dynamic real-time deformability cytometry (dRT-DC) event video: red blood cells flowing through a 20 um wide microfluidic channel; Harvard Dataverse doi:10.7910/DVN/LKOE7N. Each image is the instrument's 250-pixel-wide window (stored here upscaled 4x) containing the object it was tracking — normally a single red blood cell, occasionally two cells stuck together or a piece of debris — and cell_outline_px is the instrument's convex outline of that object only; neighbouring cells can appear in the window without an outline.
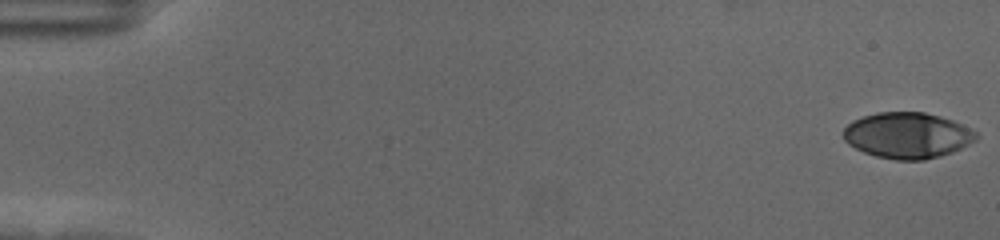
{"species": "human", "species_latin": "Homo sapiens", "temperature_condition": "cold", "stored_images_in_passage": 58, "camera_frame_rate_fps": 3000, "um_per_image_px": 0.085, "donor": {"sex": "female"}, "frame": {"image": 1, "passage_image": 1, "time_ms": 0.0, "image_size_px": [1000, 240], "cell_outline_px": [[980, 136], [976, 140], [952, 152], [940, 156], [924, 160], [896, 160], [876, 156], [864, 152], [848, 144], [844, 140], [844, 128], [852, 120], [876, 112], [924, 112], [940, 116], [952, 120], [976, 132]], "centroid_in_image_um": [77.12, 11.51], "position_along_channel_um": 7.9, "area_um2": 35.43}}
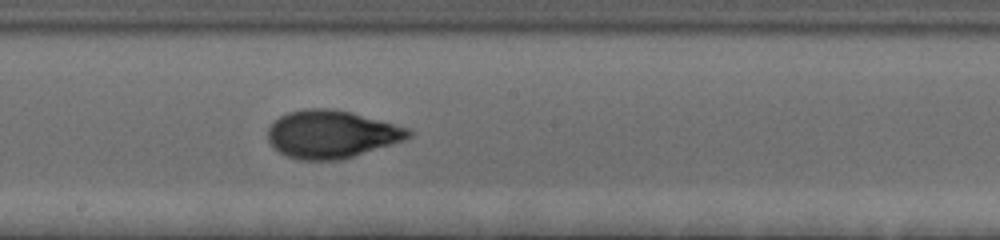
{"frame": {"image": 2, "passage_image": 33, "time_ms": 10.667, "image_size_px": [1000, 240], "cell_outline_px": [[412, 136], [404, 140], [340, 160], [300, 160], [288, 156], [280, 152], [268, 140], [268, 128], [280, 116], [288, 112], [304, 108], [332, 108], [352, 112], [408, 128], [412, 132]], "centroid_in_image_um": [28.17, 11.4], "position_along_channel_um": 220.0, "area_um2": 38.9}}
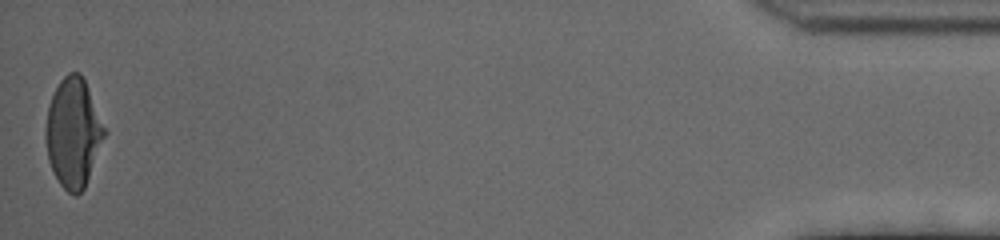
{"frame": {"image": 3, "passage_image": 58, "time_ms": 19.0, "image_size_px": [1000, 240], "cell_outline_px": [[108, 132], [84, 188], [76, 196], [68, 192], [60, 184], [48, 160], [44, 132], [44, 128], [48, 104], [60, 80], [68, 72], [80, 72], [84, 80]], "centroid_in_image_um": [6.23, 11.28], "position_along_channel_um": 429.0, "area_um2": 37.51}, "authors_computed_cell_mechanics": {"area_um2": 37.2232, "velocity_mm_per_s": 3.5339, "shape_relaxation_time_tau1_ms": 6.6002, "shape_relaxation_time_tau2_ms": 1.0022, "deformation_change_tau1": 0.2388, "deformation_change_tau2": 0.0589}}